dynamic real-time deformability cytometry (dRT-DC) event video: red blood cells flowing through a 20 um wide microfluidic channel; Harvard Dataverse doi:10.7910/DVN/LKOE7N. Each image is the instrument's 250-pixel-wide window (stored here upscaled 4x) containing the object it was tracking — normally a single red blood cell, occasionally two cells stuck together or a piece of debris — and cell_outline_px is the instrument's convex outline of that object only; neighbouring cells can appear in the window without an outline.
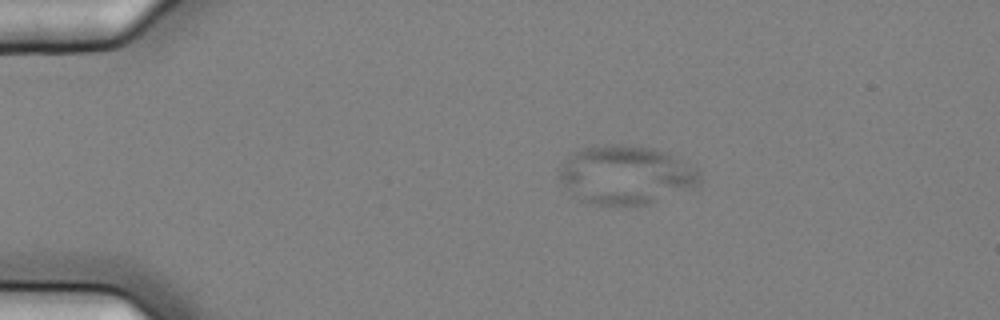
{"species": "common noctule bat (a hibernating species)", "species_latin": "Nyctalus noctula", "temperature_condition": "cold", "stored_images_in_passage": 3, "camera_frame_rate_fps": 3000, "um_per_image_px": 0.085, "animal": {"sex": "female", "body_mass_g": 25.1}, "frame": {"image": 1, "passage_image": 3, "time_ms": 0.667, "image_size_px": [1000, 320], "cell_outline_px": [[700, 184], [648, 204], [584, 204], [556, 176], [556, 168], [568, 156], [584, 148], [608, 144], [620, 144], [652, 148], [668, 152], [696, 168], [700, 172]], "centroid_in_image_um": [53.16, 14.85], "position_along_channel_um": 31.8, "area_um2": 47.86}}